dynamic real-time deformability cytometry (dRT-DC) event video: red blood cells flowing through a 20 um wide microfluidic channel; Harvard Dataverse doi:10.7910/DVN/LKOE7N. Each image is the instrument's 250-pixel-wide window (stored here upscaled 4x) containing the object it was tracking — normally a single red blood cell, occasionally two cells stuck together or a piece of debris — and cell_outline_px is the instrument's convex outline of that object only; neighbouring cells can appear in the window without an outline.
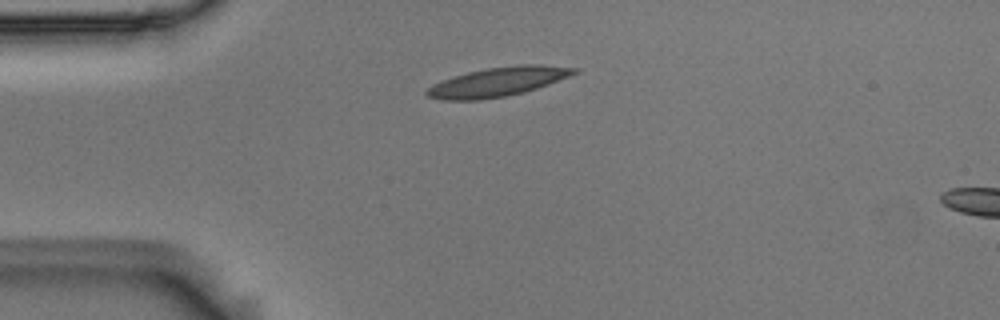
{"species": "Egyptian fruit bat (a non-hibernating species)", "species_latin": "Rousettus aegyptiacus", "temperature_condition": "room temperature", "stored_images_in_passage": 6, "camera_frame_rate_fps": 3000, "um_per_image_px": 0.085, "animal": {"sex": "male"}, "frame": {"image": 1, "passage_image": 6, "time_ms": 1.667, "image_size_px": [1000, 320], "cell_outline_px": [[580, 72], [548, 84], [524, 92], [504, 96], [480, 100], [444, 100], [428, 96], [424, 92], [432, 84], [468, 72], [488, 68], [520, 64], [540, 64], [580, 68]], "centroid_in_image_um": [42.37, 6.95], "position_along_channel_um": 42.6, "area_um2": 24.85}}